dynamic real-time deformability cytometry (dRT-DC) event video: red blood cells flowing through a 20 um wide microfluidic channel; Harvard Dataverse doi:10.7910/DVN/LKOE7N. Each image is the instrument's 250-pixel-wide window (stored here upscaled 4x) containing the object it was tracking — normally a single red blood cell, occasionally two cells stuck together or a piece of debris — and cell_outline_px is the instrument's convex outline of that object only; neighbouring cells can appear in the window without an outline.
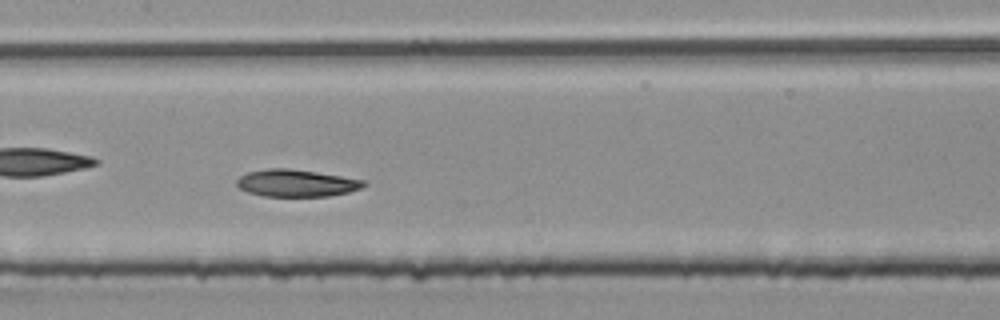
{"species": "common noctule bat (a hibernating species)", "species_latin": "Nyctalus noctula", "temperature_condition": "room temperature", "stored_images_in_passage": 31, "camera_frame_rate_fps": 3000, "um_per_image_px": 0.085, "animal": {"sex": "male", "body_mass_g": 20.4}, "frame": {"image": 1, "passage_image": 14, "time_ms": 4.333, "image_size_px": [1000, 320], "cell_outline_px": [[368, 184], [360, 188], [348, 192], [328, 196], [264, 196], [248, 192], [240, 188], [236, 184], [236, 180], [240, 176], [248, 172], [268, 168], [288, 168], [316, 172], [364, 180]], "centroid_in_image_um": [25.17, 15.56], "position_along_channel_um": 182.2, "area_um2": 19.94}}
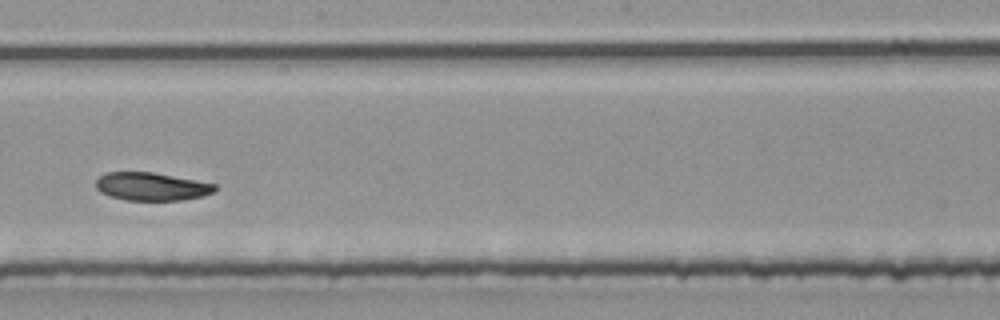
{"frame": {"image": 2, "passage_image": 18, "time_ms": 5.667, "image_size_px": [1000, 320], "cell_outline_px": [[220, 188], [204, 196], [184, 200], [124, 200], [100, 192], [96, 188], [96, 180], [100, 176], [108, 172], [152, 172], [216, 184]], "centroid_in_image_um": [12.91, 15.86], "position_along_channel_um": 235.3, "area_um2": 19.42}, "authors_computed_cell_mechanics": {"area_um2": 20.3456, "velocity_mm_per_s": 4.009, "shape_relaxation_time_tau1_ms": 5.3223, "shape_relaxation_time_tau2_ms": 3.5313, "deformation_change_tau1": 0.1473, "deformation_change_tau2": 0.0775}}